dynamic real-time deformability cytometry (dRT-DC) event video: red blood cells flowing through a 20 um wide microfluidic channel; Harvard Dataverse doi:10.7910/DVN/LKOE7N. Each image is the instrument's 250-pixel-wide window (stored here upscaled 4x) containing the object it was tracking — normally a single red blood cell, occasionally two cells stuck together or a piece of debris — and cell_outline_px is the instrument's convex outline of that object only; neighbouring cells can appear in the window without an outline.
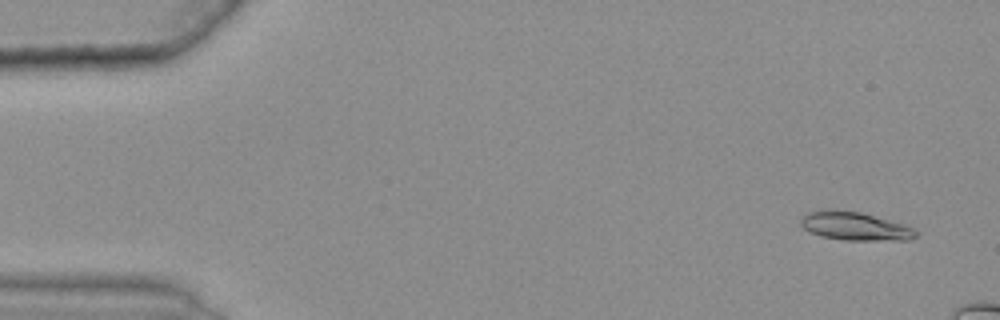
{"species": "common noctule bat (a hibernating species)", "species_latin": "Nyctalus noctula", "temperature_condition": "warm", "stored_images_in_passage": 12, "camera_frame_rate_fps": 3000, "um_per_image_px": 0.085, "animal": {"sex": "female", "body_mass_g": 25.1}, "frame": {"image": 1, "passage_image": 3, "time_ms": 0.667, "image_size_px": [1000, 320], "cell_outline_px": [[916, 236], [908, 240], [844, 240], [820, 236], [804, 228], [800, 224], [800, 220], [808, 212], [828, 208], [860, 212], [904, 224], [912, 228], [916, 232]], "centroid_in_image_um": [72.63, 19.21], "position_along_channel_um": 12.4, "area_um2": 18.96}}